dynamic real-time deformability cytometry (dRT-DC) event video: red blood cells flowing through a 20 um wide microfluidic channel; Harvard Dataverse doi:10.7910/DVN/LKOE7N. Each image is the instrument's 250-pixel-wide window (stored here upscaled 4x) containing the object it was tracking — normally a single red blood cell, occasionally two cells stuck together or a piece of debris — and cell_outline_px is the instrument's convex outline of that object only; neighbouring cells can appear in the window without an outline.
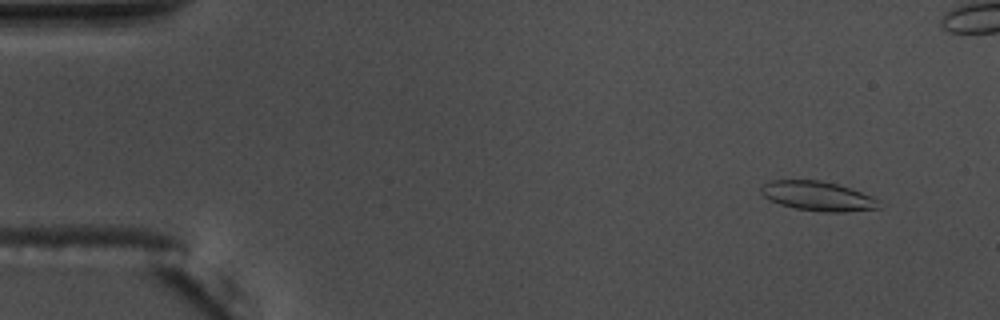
{"species": "common noctule bat (a hibernating species)", "species_latin": "Nyctalus noctula", "temperature_condition": "warm", "stored_images_in_passage": 56, "camera_frame_rate_fps": 3000, "um_per_image_px": 0.085, "animal": {"sex": "male", "body_mass_g": 17.5, "forearm_length_mm": 52.3}, "frame": {"image": 1, "passage_image": 4, "time_ms": 1.0, "image_size_px": [1000, 320], "cell_outline_px": [[880, 208], [844, 212], [824, 212], [796, 208], [780, 204], [764, 196], [760, 192], [760, 184], [772, 180], [820, 180], [836, 184], [860, 192], [876, 200]], "centroid_in_image_um": [69.43, 16.66], "position_along_channel_um": 15.6, "area_um2": 19.88}}
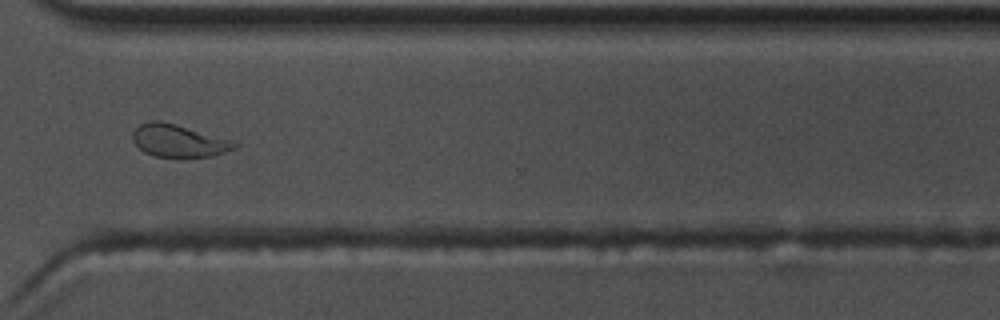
{"frame": {"image": 2, "passage_image": 41, "time_ms": 13.333, "image_size_px": [1000, 320], "cell_outline_px": [[240, 144], [236, 148], [212, 156], [152, 156], [144, 152], [132, 140], [132, 132], [140, 124], [152, 120], [156, 120], [176, 124], [232, 140]], "centroid_in_image_um": [15.17, 11.95], "position_along_channel_um": 355.4, "area_um2": 19.07}}
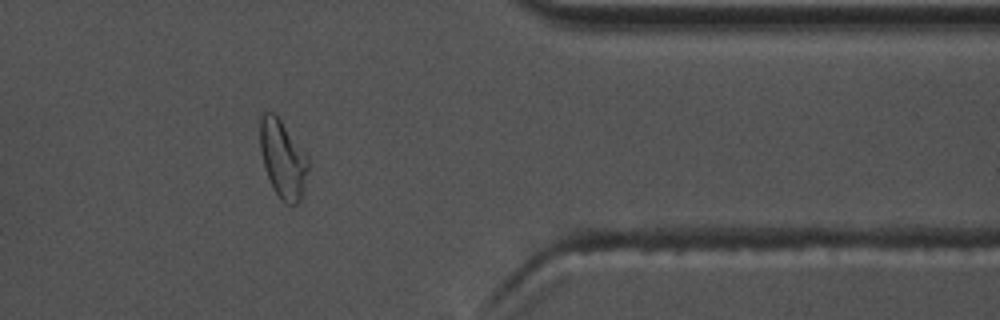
{"frame": {"image": 3, "passage_image": 45, "time_ms": 14.667, "image_size_px": [1000, 320], "cell_outline_px": [[308, 168], [300, 200], [296, 204], [288, 204], [280, 200], [272, 188], [264, 164], [260, 148], [260, 120], [264, 112], [272, 112], [280, 120], [308, 156]], "centroid_in_image_um": [24.03, 13.54], "position_along_channel_um": 387.4, "area_um2": 21.39}, "authors_computed_cell_mechanics": {"area_um2": 19.941, "velocity_mm_per_s": 3.6673, "shape_relaxation_time_tau1_ms": 7.1314, "shape_relaxation_time_tau2_ms": 1.4033, "deformation_change_tau1": 0.1651, "deformation_change_tau2": 0.082}}